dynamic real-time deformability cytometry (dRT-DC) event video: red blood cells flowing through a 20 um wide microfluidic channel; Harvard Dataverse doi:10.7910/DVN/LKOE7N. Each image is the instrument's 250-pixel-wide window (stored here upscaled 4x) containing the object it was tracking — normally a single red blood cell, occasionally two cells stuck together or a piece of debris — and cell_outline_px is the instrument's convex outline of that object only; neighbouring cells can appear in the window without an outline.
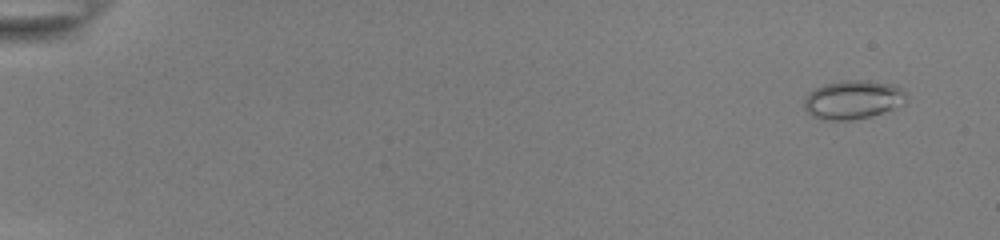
{"species": "common noctule bat (a hibernating species)", "species_latin": "Nyctalus noctula", "temperature_condition": "room temperature", "stored_images_in_passage": 54, "camera_frame_rate_fps": 3000, "um_per_image_px": 0.085, "animal": {"sex": "female", "body_mass_g": 22.0, "forearm_length_mm": 56.7}, "frame": {"image": 1, "passage_image": 4, "time_ms": 1.0, "image_size_px": [1000, 240], "cell_outline_px": [[908, 96], [904, 104], [896, 108], [868, 116], [848, 120], [820, 120], [812, 116], [804, 108], [804, 100], [808, 92], [824, 84], [844, 80], [868, 80], [896, 84]], "centroid_in_image_um": [72.51, 8.46], "position_along_channel_um": 12.5, "area_um2": 23.24}}
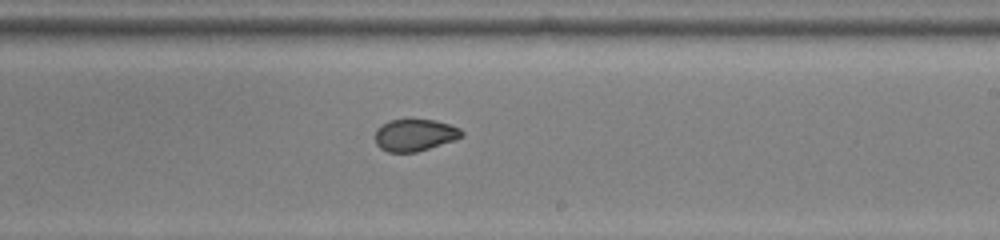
{"frame": {"image": 2, "passage_image": 35, "time_ms": 11.333, "image_size_px": [1000, 240], "cell_outline_px": [[464, 136], [416, 152], [388, 152], [380, 148], [376, 144], [376, 128], [392, 120], [436, 120], [460, 128], [464, 132]], "centroid_in_image_um": [35.26, 11.48], "position_along_channel_um": 253.7, "area_um2": 15.84}}
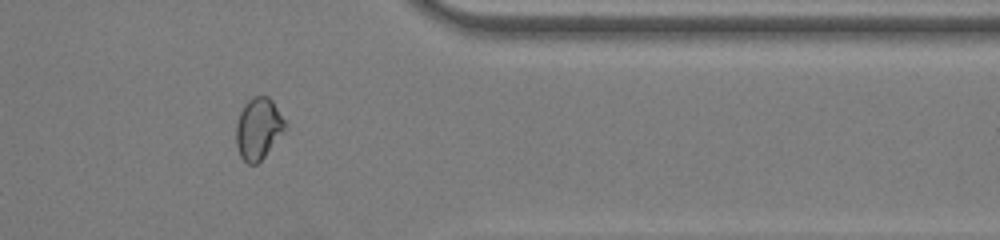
{"frame": {"image": 3, "passage_image": 46, "time_ms": 15.0, "image_size_px": [1000, 240], "cell_outline_px": [[288, 128], [264, 156], [256, 164], [248, 164], [240, 156], [236, 144], [236, 124], [240, 112], [244, 104], [252, 96], [268, 96], [272, 100], [288, 124]], "centroid_in_image_um": [21.98, 10.91], "position_along_channel_um": 389.4, "area_um2": 17.74}, "authors_computed_cell_mechanics": {"area_um2": 18.7561, "velocity_mm_per_s": 3.9025, "shape_relaxation_time_tau1_ms": null, "shape_relaxation_time_tau2_ms": 1.5088, "deformation_change_tau1": null, "deformation_change_tau2": 0.0519}}